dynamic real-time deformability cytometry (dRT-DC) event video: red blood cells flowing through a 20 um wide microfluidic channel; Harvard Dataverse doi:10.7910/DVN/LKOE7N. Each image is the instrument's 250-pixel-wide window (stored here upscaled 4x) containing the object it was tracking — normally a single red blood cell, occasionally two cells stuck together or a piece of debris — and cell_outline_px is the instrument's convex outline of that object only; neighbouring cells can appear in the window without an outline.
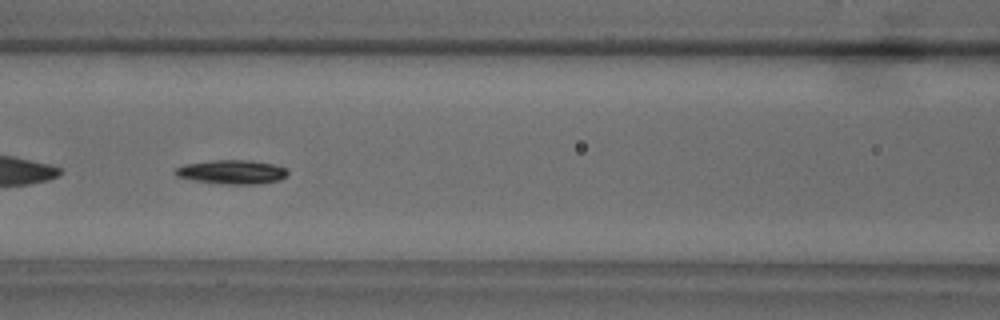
{"species": "common noctule bat (a hibernating species)", "species_latin": "Nyctalus noctula", "temperature_condition": "warm", "stored_images_in_passage": 44, "camera_frame_rate_fps": 3000, "um_per_image_px": 0.085, "animal": {"sex": "male", "body_mass_g": 18.8}, "frame": {"image": 1, "passage_image": 13, "time_ms": 4.0, "image_size_px": [1000, 320], "cell_outline_px": [[288, 176], [280, 180], [260, 184], [224, 184], [192, 180], [176, 176], [172, 172], [176, 168], [184, 164], [212, 160], [248, 160], [276, 164], [288, 168]], "centroid_in_image_um": [19.74, 14.62], "position_along_channel_um": 146.9, "area_um2": 16.07}}
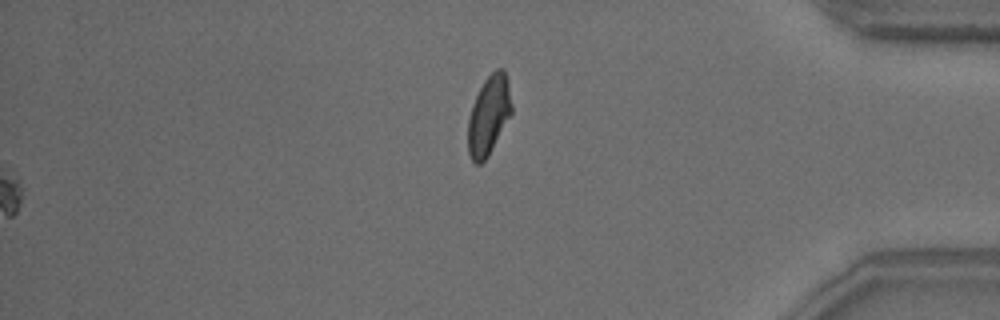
{"frame": {"image": 2, "passage_image": 44, "time_ms": 14.333, "image_size_px": [1000, 320], "cell_outline_px": [[512, 112], [488, 156], [480, 164], [476, 164], [472, 160], [468, 152], [468, 120], [472, 104], [484, 80], [496, 68], [504, 68], [508, 80], [512, 104]], "centroid_in_image_um": [41.55, 9.77], "position_along_channel_um": 393.7, "area_um2": 20.06}, "authors_computed_cell_mechanics": {"area_um2": 14.45, "velocity_mm_per_s": 3.8455, "shape_relaxation_time_tau1_ms": 1.0015, "shape_relaxation_time_tau2_ms": null, "deformation_change_tau1": 0.0748, "deformation_change_tau2": null}}